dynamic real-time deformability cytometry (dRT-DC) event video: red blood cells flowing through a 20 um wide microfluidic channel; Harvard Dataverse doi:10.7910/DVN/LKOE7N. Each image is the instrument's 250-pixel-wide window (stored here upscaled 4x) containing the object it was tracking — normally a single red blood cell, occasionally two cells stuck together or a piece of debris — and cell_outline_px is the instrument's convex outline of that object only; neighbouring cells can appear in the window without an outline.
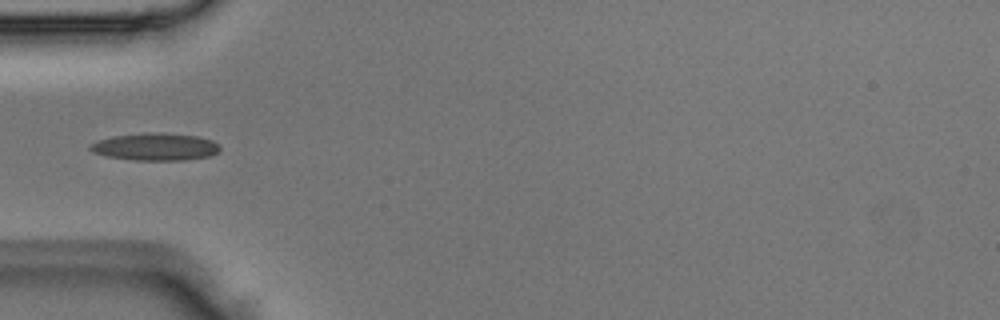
{"species": "Egyptian fruit bat (a non-hibernating species)", "species_latin": "Rousettus aegyptiacus", "temperature_condition": "room temperature", "stored_images_in_passage": 18, "camera_frame_rate_fps": 3000, "um_per_image_px": 0.085, "animal": {"sex": "male"}, "frame": {"image": 1, "passage_image": 1, "time_ms": 0.0, "image_size_px": [1000, 320], "cell_outline_px": [[220, 148], [216, 152], [208, 156], [184, 160], [136, 160], [108, 156], [92, 152], [88, 148], [96, 140], [112, 136], [148, 132], [160, 132], [196, 136], [212, 140], [220, 144]], "centroid_in_image_um": [13.19, 12.46], "position_along_channel_um": 71.8, "area_um2": 20.63}}
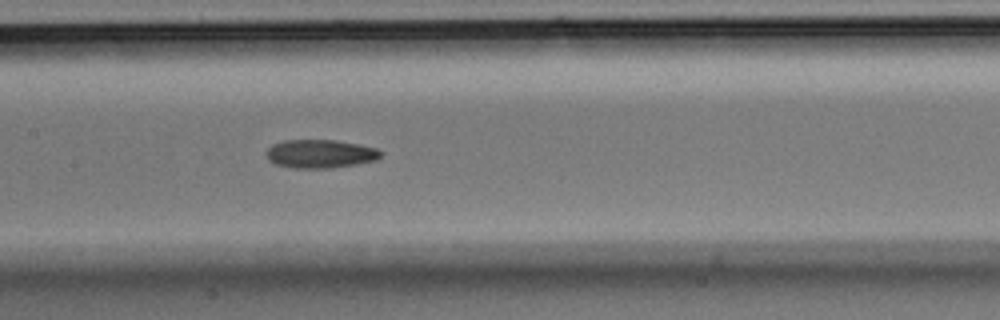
{"frame": {"image": 2, "passage_image": 9, "time_ms": 2.667, "image_size_px": [1000, 320], "cell_outline_px": [[384, 152], [376, 160], [356, 164], [332, 168], [292, 168], [276, 164], [268, 160], [268, 148], [272, 144], [284, 140], [336, 140], [376, 148]], "centroid_in_image_um": [27.23, 13.07], "position_along_channel_um": 180.2, "area_um2": 18.9}}
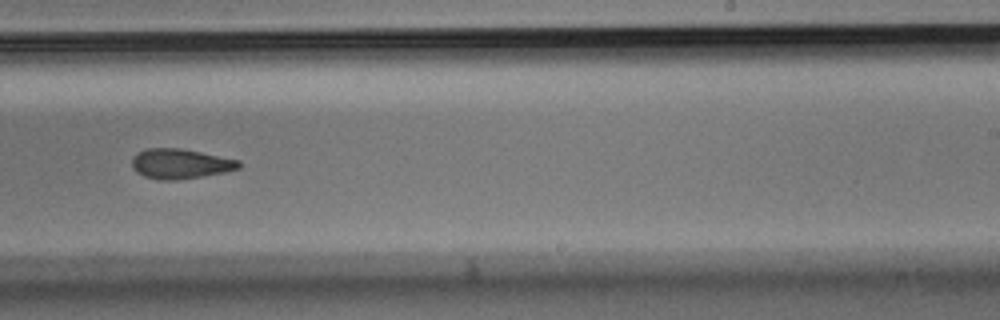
{"frame": {"image": 3, "passage_image": 16, "time_ms": 5.0, "image_size_px": [1000, 320], "cell_outline_px": [[240, 168], [224, 172], [204, 176], [176, 180], [160, 180], [144, 176], [136, 172], [132, 168], [132, 156], [136, 152], [144, 148], [180, 148], [240, 160]], "centroid_in_image_um": [15.28, 13.91], "position_along_channel_um": 273.7, "area_um2": 18.79}}